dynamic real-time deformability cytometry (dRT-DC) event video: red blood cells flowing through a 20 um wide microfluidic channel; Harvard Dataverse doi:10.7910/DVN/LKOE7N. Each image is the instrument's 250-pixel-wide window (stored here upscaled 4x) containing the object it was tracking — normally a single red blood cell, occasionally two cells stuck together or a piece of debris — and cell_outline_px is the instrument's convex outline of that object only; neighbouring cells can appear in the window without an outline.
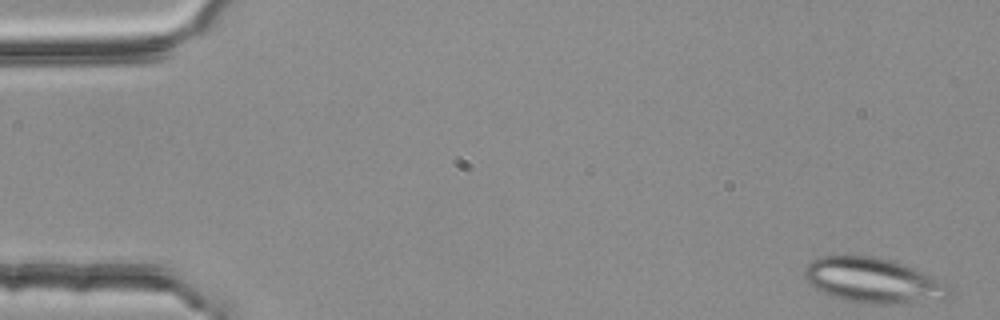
{"species": "common noctule bat (a hibernating species)", "species_latin": "Nyctalus noctula", "temperature_condition": "room temperature", "stored_images_in_passage": 4, "camera_frame_rate_fps": 3000, "um_per_image_px": 0.085, "animal": {"sex": "female", "body_mass_g": 25.1}, "frame": {"image": 1, "passage_image": 1, "time_ms": 0.0, "image_size_px": [1000, 320], "cell_outline_px": [[952, 296], [944, 300], [896, 304], [864, 304], [832, 296], [816, 288], [804, 276], [804, 268], [812, 260], [820, 256], [876, 256], [892, 260], [904, 264], [932, 276], [940, 280], [952, 288]], "centroid_in_image_um": [74.29, 23.85], "position_along_channel_um": 10.7, "area_um2": 38.21}}